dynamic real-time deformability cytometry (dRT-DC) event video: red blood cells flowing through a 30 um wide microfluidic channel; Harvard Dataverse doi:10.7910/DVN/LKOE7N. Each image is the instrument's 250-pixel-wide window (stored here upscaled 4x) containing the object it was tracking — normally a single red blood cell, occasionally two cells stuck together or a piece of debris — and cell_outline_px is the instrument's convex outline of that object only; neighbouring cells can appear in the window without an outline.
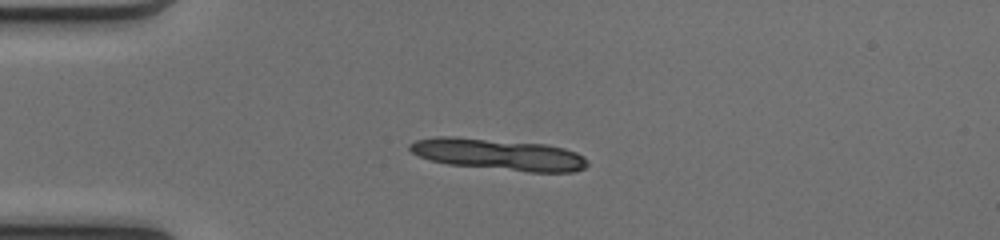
{"species": "common noctule bat (a hibernating species)", "species_latin": "Nyctalus noctula", "temperature_condition": "cold", "stored_images_in_passage": 16, "camera_frame_rate_fps": 3000, "um_per_image_px": 0.085, "animal": {"sex": "female", "body_mass_g": 17.0, "forearm_length_mm": 48.0}, "frame": {"image": 1, "passage_image": 1, "time_ms": 0.0, "image_size_px": [1000, 240], "cell_outline_px": [[588, 164], [584, 168], [572, 172], [528, 172], [448, 164], [432, 160], [420, 156], [412, 152], [408, 148], [408, 144], [416, 140], [436, 136], [452, 136], [544, 144], [564, 148], [576, 152], [584, 156], [588, 160]], "centroid_in_image_um": [42.39, 13.13], "position_along_channel_um": 42.6, "area_um2": 32.48}}